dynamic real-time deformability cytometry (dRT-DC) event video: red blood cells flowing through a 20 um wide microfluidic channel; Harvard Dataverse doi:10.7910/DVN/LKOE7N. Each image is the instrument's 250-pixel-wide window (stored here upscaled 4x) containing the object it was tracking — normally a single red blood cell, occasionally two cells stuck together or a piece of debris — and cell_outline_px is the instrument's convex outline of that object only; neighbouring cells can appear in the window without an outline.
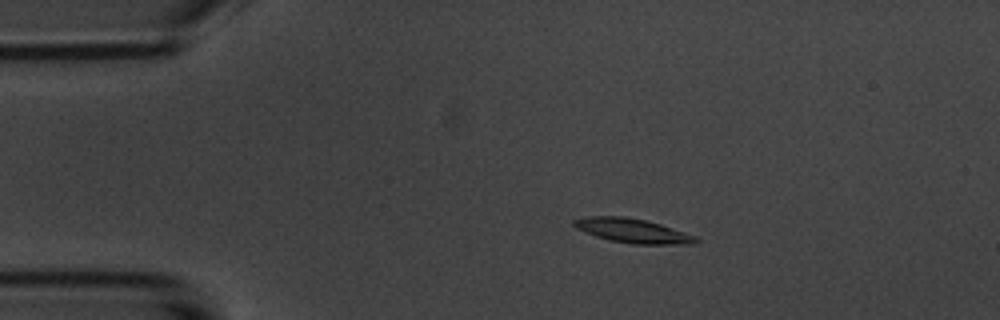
{"species": "common noctule bat (a hibernating species)", "species_latin": "Nyctalus noctula", "temperature_condition": "room temperature", "stored_images_in_passage": 10, "camera_frame_rate_fps": 3000, "um_per_image_px": 0.085, "animal": {"sex": "male", "body_mass_g": 20.1, "forearm_length_mm": 53.5}, "frame": {"image": 1, "passage_image": 4, "time_ms": 3.333, "image_size_px": [1000, 320], "cell_outline_px": [[700, 240], [696, 244], [632, 244], [608, 240], [584, 232], [576, 228], [572, 224], [572, 220], [588, 216], [624, 216], [644, 220], [660, 224], [696, 236]], "centroid_in_image_um": [53.76, 19.62], "position_along_channel_um": 31.2, "area_um2": 17.28}}
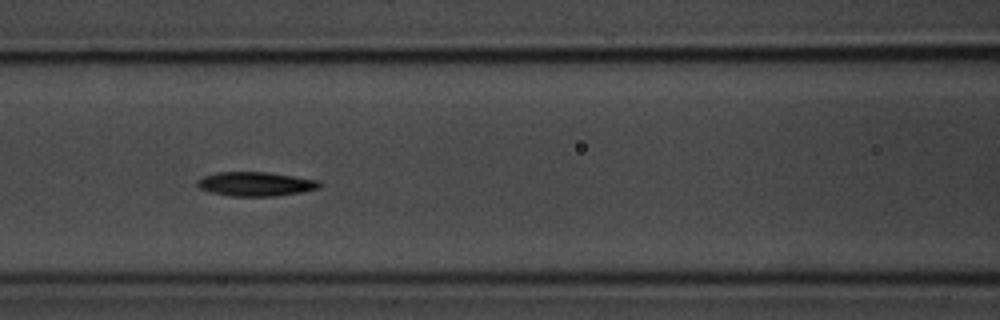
{"frame": {"image": 2, "passage_image": 7, "time_ms": 7.667, "image_size_px": [1000, 320], "cell_outline_px": [[320, 188], [300, 192], [276, 196], [232, 196], [212, 192], [200, 188], [196, 184], [196, 180], [204, 176], [216, 172], [268, 172], [320, 180]], "centroid_in_image_um": [21.73, 15.63], "position_along_channel_um": 144.9, "area_um2": 17.17}}